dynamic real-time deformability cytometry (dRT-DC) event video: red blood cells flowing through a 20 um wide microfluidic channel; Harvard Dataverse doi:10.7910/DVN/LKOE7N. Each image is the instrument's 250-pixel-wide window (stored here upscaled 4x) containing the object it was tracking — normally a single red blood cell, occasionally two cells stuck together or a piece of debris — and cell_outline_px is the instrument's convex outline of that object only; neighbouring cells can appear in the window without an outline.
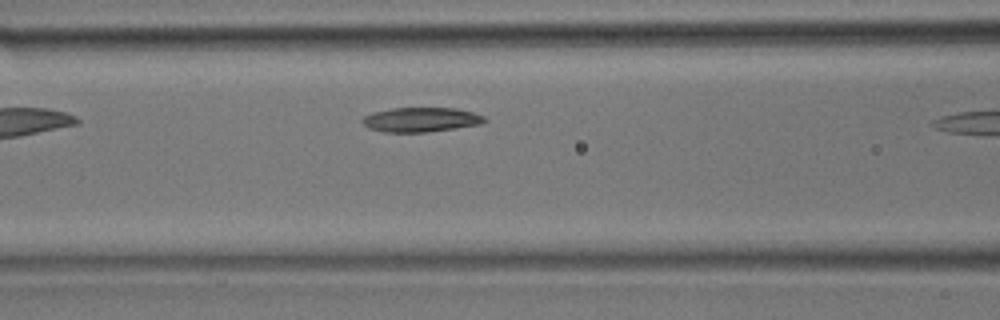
{"species": "common noctule bat (a hibernating species)", "species_latin": "Nyctalus noctula", "temperature_condition": "room temperature", "stored_images_in_passage": 6, "camera_frame_rate_fps": 3000, "um_per_image_px": 0.085, "animal": {"sex": "male", "body_mass_g": 17.9}, "frame": {"image": 1, "passage_image": 5, "time_ms": 1.333, "image_size_px": [1000, 320], "cell_outline_px": [[488, 120], [480, 124], [456, 128], [428, 132], [384, 132], [368, 128], [360, 120], [364, 116], [372, 112], [392, 108], [456, 108], [472, 112], [484, 116]], "centroid_in_image_um": [35.76, 10.17], "position_along_channel_um": 130.8, "area_um2": 17.51}}